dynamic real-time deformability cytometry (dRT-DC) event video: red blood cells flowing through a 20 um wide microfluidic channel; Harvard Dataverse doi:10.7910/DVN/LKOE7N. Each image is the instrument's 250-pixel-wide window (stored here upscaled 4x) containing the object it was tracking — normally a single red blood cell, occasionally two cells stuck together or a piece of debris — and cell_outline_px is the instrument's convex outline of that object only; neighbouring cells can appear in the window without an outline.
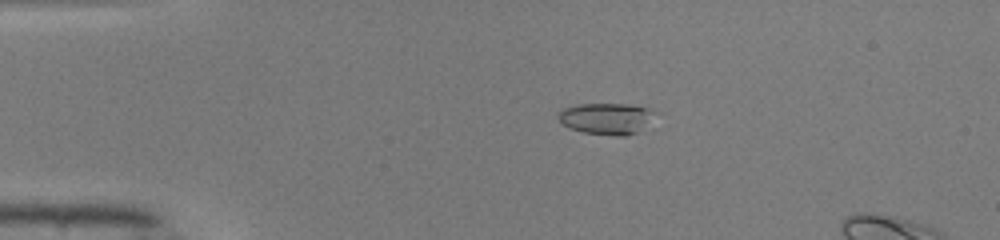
{"species": "common noctule bat (a hibernating species)", "species_latin": "Nyctalus noctula", "temperature_condition": "warm", "stored_images_in_passage": 10, "camera_frame_rate_fps": 3000, "um_per_image_px": 0.085, "animal": {"sex": "male", "body_mass_g": 19.0, "forearm_length_mm": 50.8}, "frame": {"image": 1, "passage_image": 4, "time_ms": 1.0, "image_size_px": [1000, 240], "cell_outline_px": [[664, 112], [636, 132], [624, 136], [616, 136], [584, 132], [568, 128], [556, 116], [564, 108], [576, 104], [628, 104], [648, 108]], "centroid_in_image_um": [51.63, 10.06], "position_along_channel_um": 33.4, "area_um2": 17.98}}